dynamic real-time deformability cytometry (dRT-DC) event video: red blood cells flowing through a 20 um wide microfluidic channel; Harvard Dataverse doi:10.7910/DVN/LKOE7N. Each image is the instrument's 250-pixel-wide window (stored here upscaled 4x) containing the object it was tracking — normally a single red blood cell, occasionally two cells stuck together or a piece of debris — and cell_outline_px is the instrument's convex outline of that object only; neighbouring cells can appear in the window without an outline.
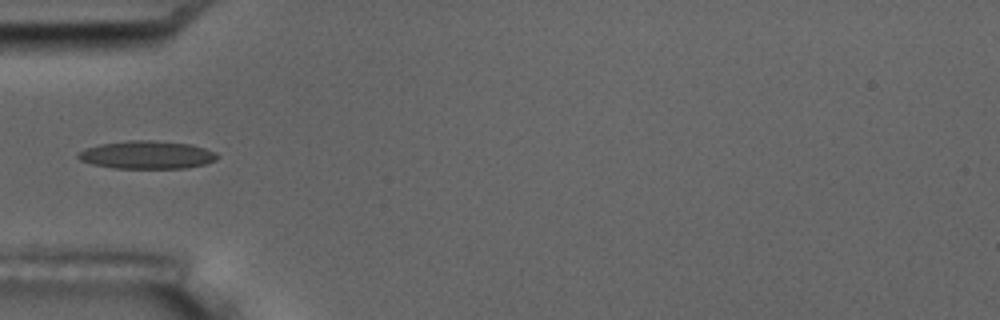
{"species": "common noctule bat (a hibernating species)", "species_latin": "Nyctalus noctula", "temperature_condition": "room temperature", "stored_images_in_passage": 5, "camera_frame_rate_fps": 3000, "um_per_image_px": 0.085, "animal": {"sex": "male", "body_mass_g": 17.5, "forearm_length_mm": 52.3}, "frame": {"image": 1, "passage_image": 5, "time_ms": 4.333, "image_size_px": [1000, 320], "cell_outline_px": [[220, 156], [216, 160], [204, 164], [184, 168], [112, 168], [92, 164], [80, 160], [76, 156], [80, 152], [88, 148], [100, 144], [128, 140], [152, 140], [192, 144], [216, 152]], "centroid_in_image_um": [12.52, 13.16], "position_along_channel_um": 72.5, "area_um2": 22.66}}